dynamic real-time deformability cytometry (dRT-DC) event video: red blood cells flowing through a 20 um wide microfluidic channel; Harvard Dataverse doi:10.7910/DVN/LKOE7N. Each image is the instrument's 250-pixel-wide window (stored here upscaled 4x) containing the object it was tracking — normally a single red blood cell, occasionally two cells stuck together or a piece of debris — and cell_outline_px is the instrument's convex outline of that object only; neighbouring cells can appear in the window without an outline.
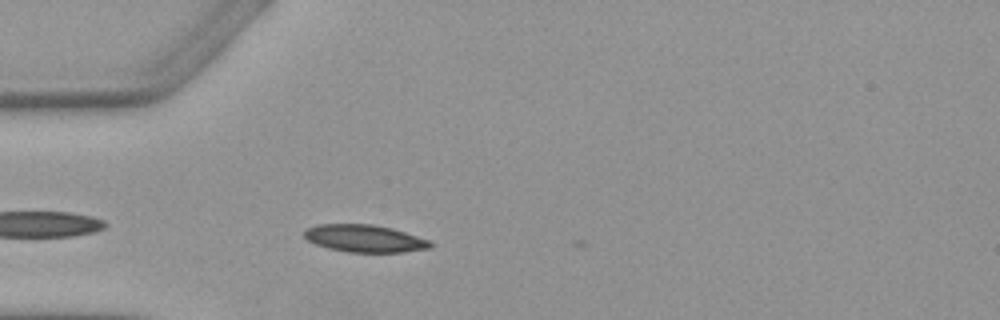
{"species": "Egyptian fruit bat (a non-hibernating species)", "species_latin": "Rousettus aegyptiacus", "temperature_condition": "warm", "stored_images_in_passage": 3, "camera_frame_rate_fps": 3000, "um_per_image_px": 0.085, "animal": {"sex": "female"}, "frame": {"image": 1, "passage_image": 3, "time_ms": 2.333, "image_size_px": [1000, 320], "cell_outline_px": [[432, 248], [400, 252], [348, 252], [328, 248], [316, 244], [308, 240], [304, 236], [304, 232], [308, 228], [316, 224], [372, 224], [392, 228], [432, 240]], "centroid_in_image_um": [31.03, 20.26], "position_along_channel_um": 54.0, "area_um2": 20.17}}